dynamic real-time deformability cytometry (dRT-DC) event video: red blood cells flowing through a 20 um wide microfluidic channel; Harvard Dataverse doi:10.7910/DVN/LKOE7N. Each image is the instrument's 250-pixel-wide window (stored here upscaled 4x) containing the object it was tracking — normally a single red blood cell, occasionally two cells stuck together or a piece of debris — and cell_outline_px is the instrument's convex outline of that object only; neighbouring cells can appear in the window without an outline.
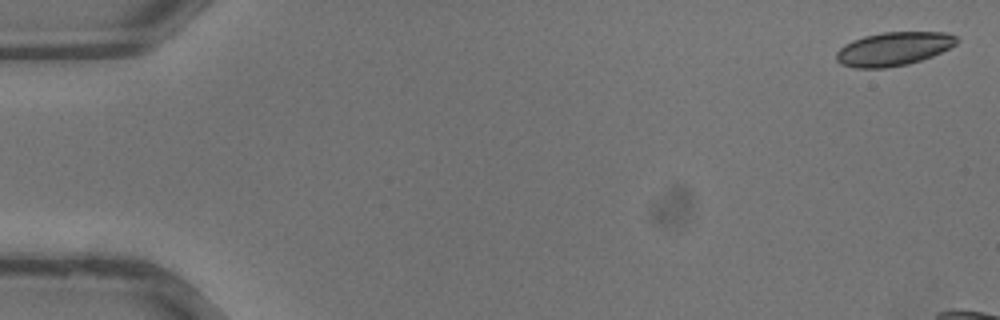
{"species": "common noctule bat (a hibernating species)", "species_latin": "Nyctalus noctula", "temperature_condition": "warm", "stored_images_in_passage": 7, "camera_frame_rate_fps": 3000, "um_per_image_px": 0.085, "animal": {"sex": "male", "body_mass_g": 13.3}, "frame": {"image": 1, "passage_image": 1, "time_ms": 0.0, "image_size_px": [1000, 320], "cell_outline_px": [[960, 40], [956, 44], [932, 56], [908, 64], [884, 68], [856, 68], [840, 64], [836, 60], [836, 52], [844, 44], [852, 40], [864, 36], [884, 32], [948, 32], [956, 36]], "centroid_in_image_um": [75.94, 4.15], "position_along_channel_um": 9.1, "area_um2": 23.64}}